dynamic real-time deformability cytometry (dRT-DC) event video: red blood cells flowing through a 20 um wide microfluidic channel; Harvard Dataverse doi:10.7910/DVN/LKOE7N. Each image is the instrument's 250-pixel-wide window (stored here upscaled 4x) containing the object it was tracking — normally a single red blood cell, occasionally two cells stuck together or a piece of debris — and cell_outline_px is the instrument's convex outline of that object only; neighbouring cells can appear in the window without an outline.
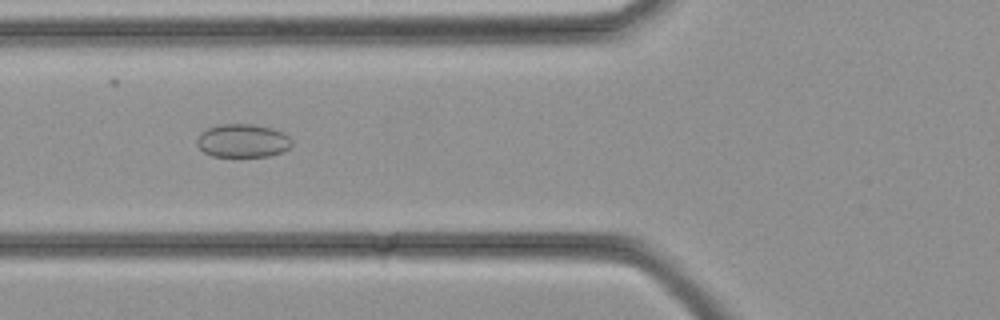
{"species": "common noctule bat (a hibernating species)", "species_latin": "Nyctalus noctula", "temperature_condition": "cold", "stored_images_in_passage": 22, "camera_frame_rate_fps": 3000, "um_per_image_px": 0.085, "animal": {"sex": "female", "body_mass_g": 21.9}, "frame": {"image": 1, "passage_image": 4, "time_ms": 1.0, "image_size_px": [1000, 320], "cell_outline_px": [[292, 144], [284, 152], [268, 156], [212, 156], [204, 152], [196, 144], [196, 140], [200, 132], [208, 128], [220, 124], [252, 124], [272, 128], [284, 132], [292, 140]], "centroid_in_image_um": [20.63, 11.96], "position_along_channel_um": 105.2, "area_um2": 18.55}}
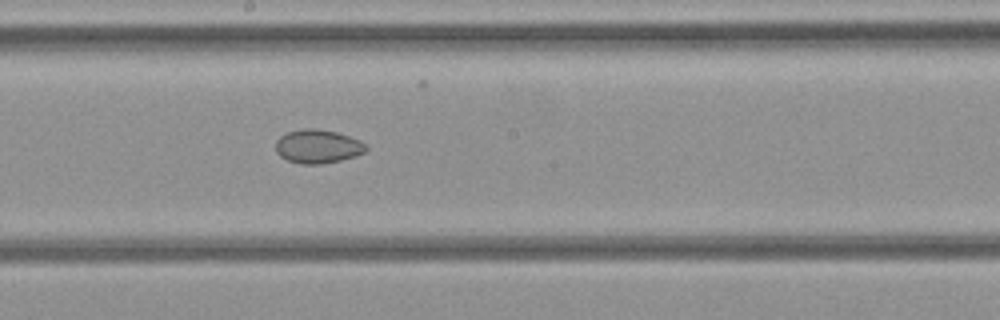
{"frame": {"image": 2, "passage_image": 10, "time_ms": 3.0, "image_size_px": [1000, 320], "cell_outline_px": [[368, 148], [364, 152], [356, 156], [340, 160], [320, 164], [300, 164], [288, 160], [280, 156], [276, 152], [276, 140], [280, 136], [288, 132], [304, 128], [316, 128], [336, 132], [360, 140]], "centroid_in_image_um": [27.0, 12.44], "position_along_channel_um": 221.2, "area_um2": 17.69}}
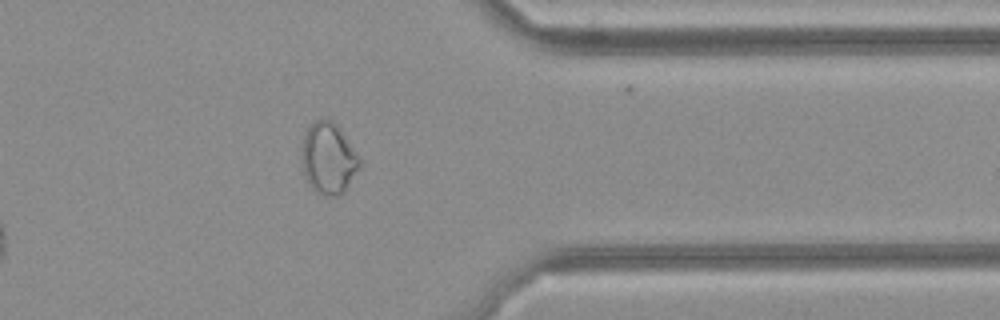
{"frame": {"image": 3, "passage_image": 19, "time_ms": 6.0, "image_size_px": [1000, 320], "cell_outline_px": [[360, 168], [344, 192], [336, 196], [324, 196], [316, 192], [308, 184], [304, 176], [300, 160], [300, 156], [304, 136], [308, 128], [316, 120], [332, 120], [336, 124], [360, 156]], "centroid_in_image_um": [27.9, 13.5], "position_along_channel_um": 383.5, "area_um2": 24.28}}